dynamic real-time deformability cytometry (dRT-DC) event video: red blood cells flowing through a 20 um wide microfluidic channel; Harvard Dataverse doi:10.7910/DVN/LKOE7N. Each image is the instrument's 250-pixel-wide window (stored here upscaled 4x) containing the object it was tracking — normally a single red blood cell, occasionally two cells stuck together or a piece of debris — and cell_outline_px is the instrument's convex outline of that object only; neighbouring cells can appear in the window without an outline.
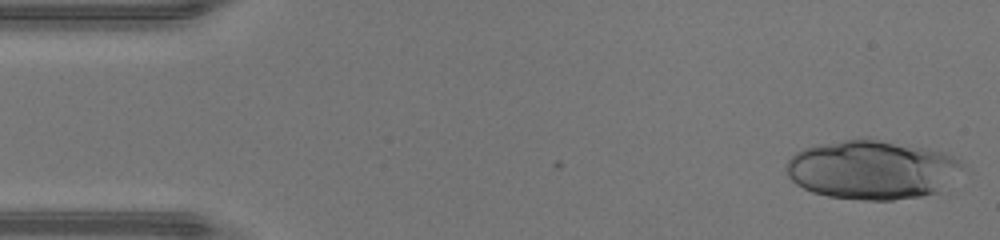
{"species": "human", "species_latin": "Homo sapiens", "temperature_condition": "warm", "stored_images_in_passage": 45, "camera_frame_rate_fps": 3000, "um_per_image_px": 0.085, "donor": {"sex": "male"}, "frame": {"image": 1, "passage_image": 1, "time_ms": 0.0, "image_size_px": [1000, 240], "cell_outline_px": [[964, 164], [936, 192], [920, 196], [892, 200], [864, 200], [828, 196], [812, 192], [796, 184], [788, 176], [784, 168], [788, 160], [796, 152], [804, 148], [816, 144], [860, 136], [868, 136], [944, 152], [960, 160]], "centroid_in_image_um": [74.02, 14.38], "position_along_channel_um": 11.0, "area_um2": 60.75}}